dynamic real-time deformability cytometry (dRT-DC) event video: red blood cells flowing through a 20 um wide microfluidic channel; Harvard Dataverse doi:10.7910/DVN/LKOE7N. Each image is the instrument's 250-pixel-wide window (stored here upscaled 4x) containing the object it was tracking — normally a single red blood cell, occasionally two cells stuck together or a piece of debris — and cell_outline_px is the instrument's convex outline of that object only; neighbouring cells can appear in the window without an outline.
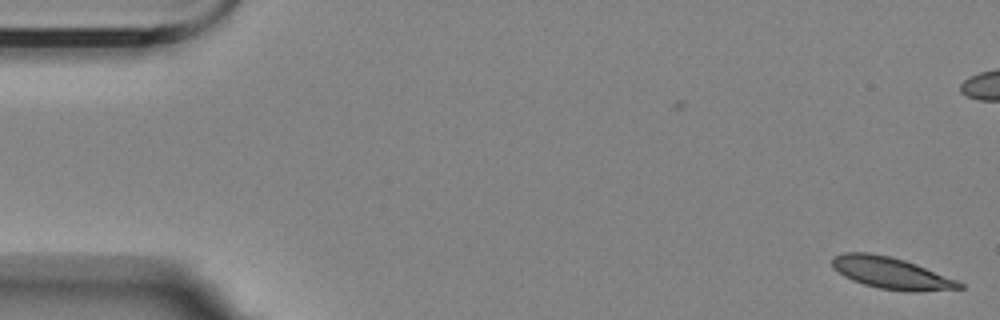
{"species": "Egyptian fruit bat (a non-hibernating species)", "species_latin": "Rousettus aegyptiacus", "temperature_condition": "room temperature", "stored_images_in_passage": 55, "camera_frame_rate_fps": 3000, "um_per_image_px": 0.085, "animal": {"sex": "female"}, "frame": {"image": 1, "passage_image": 1, "time_ms": 0.0, "image_size_px": [1000, 320], "cell_outline_px": [[964, 288], [920, 292], [908, 292], [880, 288], [864, 284], [852, 280], [844, 276], [832, 268], [832, 256], [844, 252], [868, 252], [888, 256], [904, 260], [916, 264], [956, 280], [964, 284]], "centroid_in_image_um": [75.72, 23.21], "position_along_channel_um": 9.3, "area_um2": 23.47}}
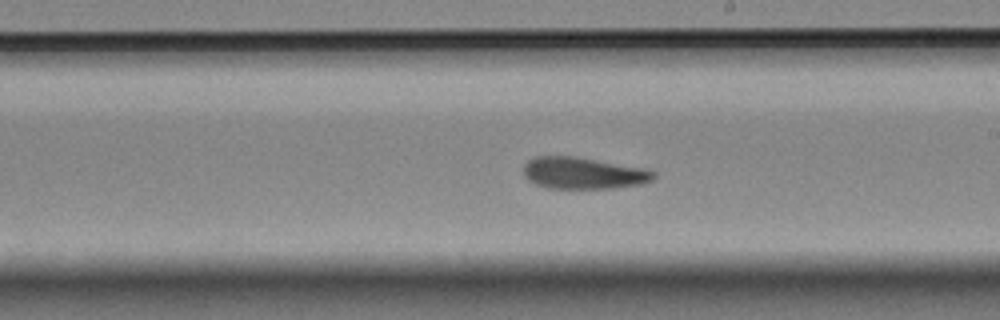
{"frame": {"image": 2, "passage_image": 32, "time_ms": 10.333, "image_size_px": [1000, 320], "cell_outline_px": [[656, 176], [652, 180], [640, 184], [616, 188], [544, 188], [528, 180], [524, 176], [524, 164], [528, 160], [536, 156], [576, 156], [640, 168], [656, 172]], "centroid_in_image_um": [49.53, 14.72], "position_along_channel_um": 239.5, "area_um2": 23.93}}
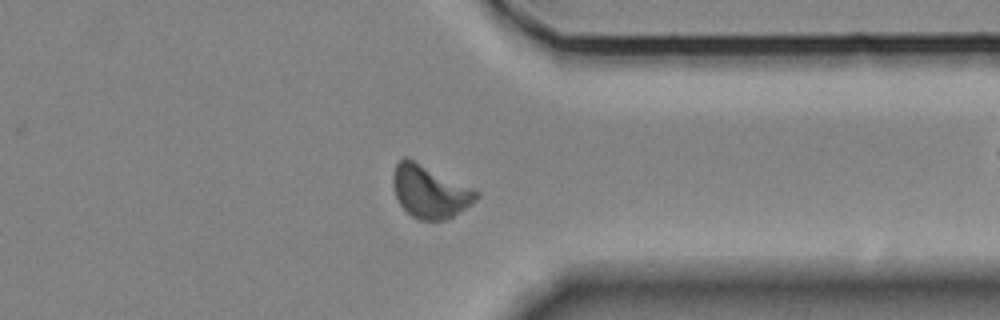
{"frame": {"image": 3, "passage_image": 44, "time_ms": 14.333, "image_size_px": [1000, 320], "cell_outline_px": [[480, 196], [472, 204], [452, 216], [444, 220], [420, 220], [412, 216], [400, 204], [396, 196], [392, 184], [392, 176], [396, 164], [404, 156], [408, 156], [480, 192]], "centroid_in_image_um": [36.52, 16.26], "position_along_channel_um": 374.9, "area_um2": 25.55}, "authors_computed_cell_mechanics": {"area_um2": 23.987, "velocity_mm_per_s": 3.4803, "shape_relaxation_time_tau1_ms": 7.1187, "shape_relaxation_time_tau2_ms": 5.2293, "deformation_change_tau1": 0.1753, "deformation_change_tau2": 0.1144}}